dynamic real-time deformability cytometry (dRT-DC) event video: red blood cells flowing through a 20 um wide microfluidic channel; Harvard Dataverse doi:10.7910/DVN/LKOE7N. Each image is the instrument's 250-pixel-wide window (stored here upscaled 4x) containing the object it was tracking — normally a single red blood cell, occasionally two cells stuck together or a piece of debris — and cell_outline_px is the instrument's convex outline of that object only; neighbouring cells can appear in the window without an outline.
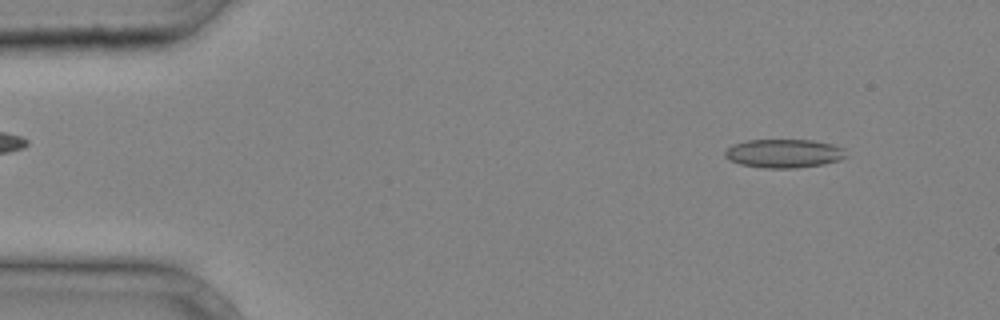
{"species": "common noctule bat (a hibernating species)", "species_latin": "Nyctalus noctula", "temperature_condition": "cold", "stored_images_in_passage": 37, "camera_frame_rate_fps": 3000, "um_per_image_px": 0.085, "animal": {"sex": "male", "body_mass_g": 20.4}, "frame": {"image": 1, "passage_image": 4, "time_ms": 1.0, "image_size_px": [1000, 320], "cell_outline_px": [[844, 156], [840, 160], [824, 164], [796, 168], [764, 168], [740, 164], [728, 160], [724, 156], [724, 152], [732, 144], [744, 140], [812, 140], [832, 144], [844, 148]], "centroid_in_image_um": [66.58, 13.04], "position_along_channel_um": 18.4, "area_um2": 20.29}}
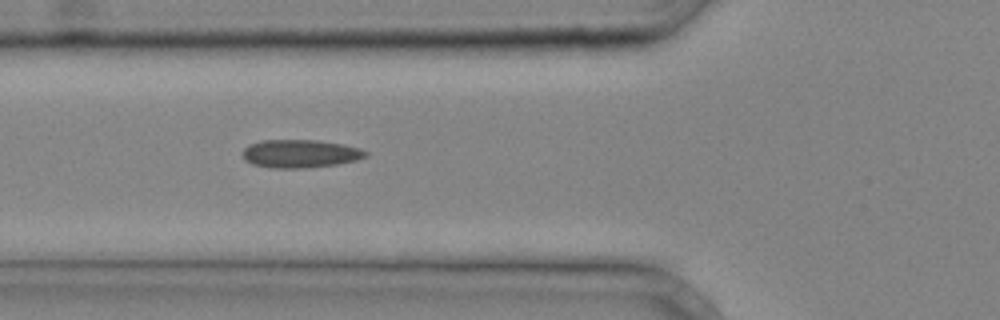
{"frame": {"image": 2, "passage_image": 14, "time_ms": 4.333, "image_size_px": [1000, 320], "cell_outline_px": [[368, 156], [356, 160], [336, 164], [304, 168], [272, 168], [252, 164], [244, 160], [240, 152], [248, 144], [264, 140], [316, 140], [340, 144], [360, 148], [368, 152]], "centroid_in_image_um": [25.47, 13.06], "position_along_channel_um": 100.3, "area_um2": 20.23}}
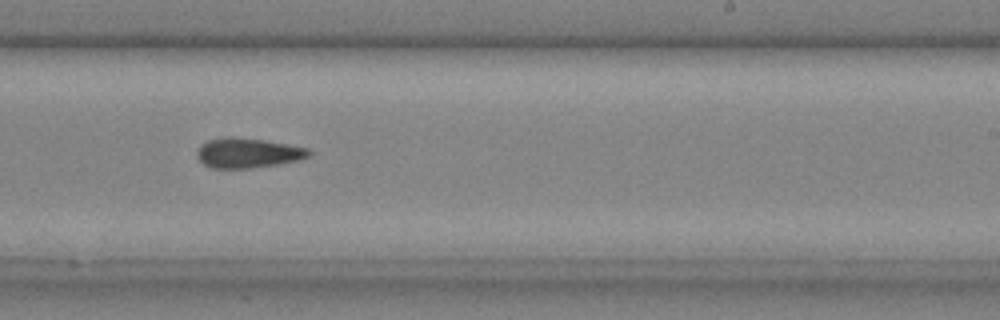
{"frame": {"image": 3, "passage_image": 24, "time_ms": 7.667, "image_size_px": [1000, 320], "cell_outline_px": [[312, 156], [300, 160], [280, 164], [248, 168], [212, 168], [204, 164], [196, 156], [196, 148], [200, 144], [208, 140], [224, 136], [228, 136], [264, 140], [308, 148], [312, 152]], "centroid_in_image_um": [21.06, 13.0], "position_along_channel_um": 267.9, "area_um2": 19.71}}